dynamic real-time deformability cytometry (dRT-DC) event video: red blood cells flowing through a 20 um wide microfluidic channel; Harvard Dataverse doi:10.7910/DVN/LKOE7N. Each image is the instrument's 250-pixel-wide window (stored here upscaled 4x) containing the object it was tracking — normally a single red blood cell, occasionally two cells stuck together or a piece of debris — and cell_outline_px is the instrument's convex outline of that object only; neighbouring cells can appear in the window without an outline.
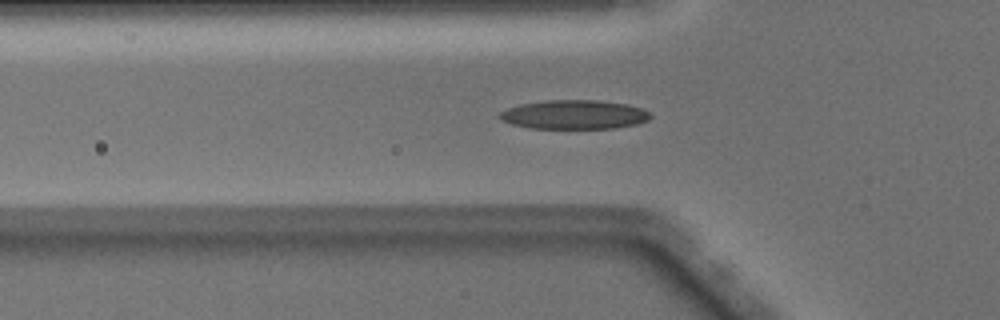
{"species": "Egyptian fruit bat (a non-hibernating species)", "species_latin": "Rousettus aegyptiacus", "temperature_condition": "warm", "stored_images_in_passage": 38, "camera_frame_rate_fps": 3000, "um_per_image_px": 0.085, "animal": {"sex": "male"}, "frame": {"image": 1, "passage_image": 9, "time_ms": 2.667, "image_size_px": [1000, 320], "cell_outline_px": [[652, 116], [648, 120], [636, 124], [616, 128], [528, 128], [512, 124], [500, 120], [496, 116], [500, 112], [508, 108], [520, 104], [548, 100], [596, 100], [628, 104], [644, 108]], "centroid_in_image_um": [48.8, 9.74], "position_along_channel_um": 77.0, "area_um2": 25.66}}
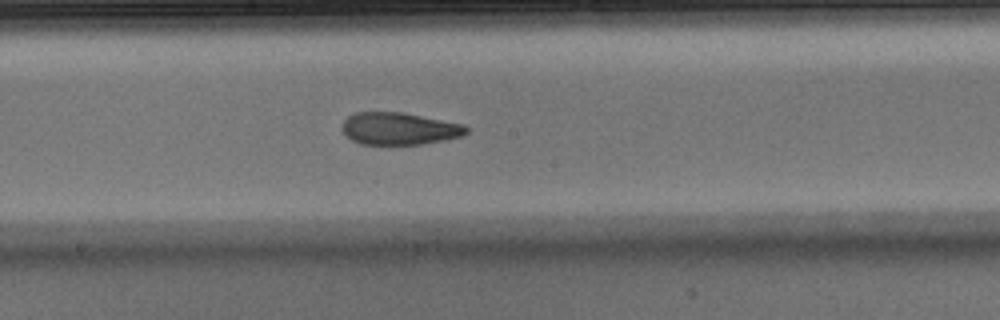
{"frame": {"image": 2, "passage_image": 19, "time_ms": 6.0, "image_size_px": [1000, 320], "cell_outline_px": [[468, 132], [464, 136], [424, 144], [360, 144], [352, 140], [340, 128], [344, 120], [348, 116], [356, 112], [404, 112], [464, 124], [468, 128]], "centroid_in_image_um": [33.96, 10.93], "position_along_channel_um": 214.2, "area_um2": 23.52}}
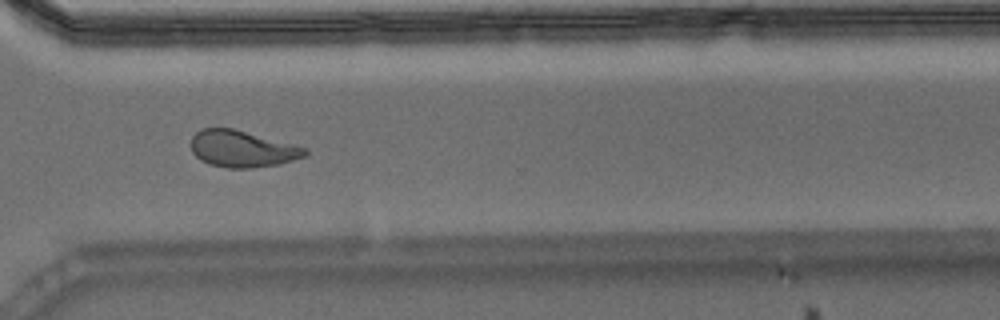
{"frame": {"image": 3, "passage_image": 29, "time_ms": 9.333, "image_size_px": [1000, 320], "cell_outline_px": [[308, 152], [304, 156], [292, 160], [276, 164], [252, 168], [228, 168], [212, 164], [200, 160], [192, 152], [188, 144], [192, 136], [200, 128], [232, 128], [308, 148]], "centroid_in_image_um": [20.53, 12.64], "position_along_channel_um": 350.1, "area_um2": 24.28}, "authors_computed_cell_mechanics": {"area_um2": 23.9581, "velocity_mm_per_s": 4.0833, "shape_relaxation_time_tau1_ms": 7.8192, "shape_relaxation_time_tau2_ms": 1.7459, "deformation_change_tau1": 0.2368, "deformation_change_tau2": 0.0896}}